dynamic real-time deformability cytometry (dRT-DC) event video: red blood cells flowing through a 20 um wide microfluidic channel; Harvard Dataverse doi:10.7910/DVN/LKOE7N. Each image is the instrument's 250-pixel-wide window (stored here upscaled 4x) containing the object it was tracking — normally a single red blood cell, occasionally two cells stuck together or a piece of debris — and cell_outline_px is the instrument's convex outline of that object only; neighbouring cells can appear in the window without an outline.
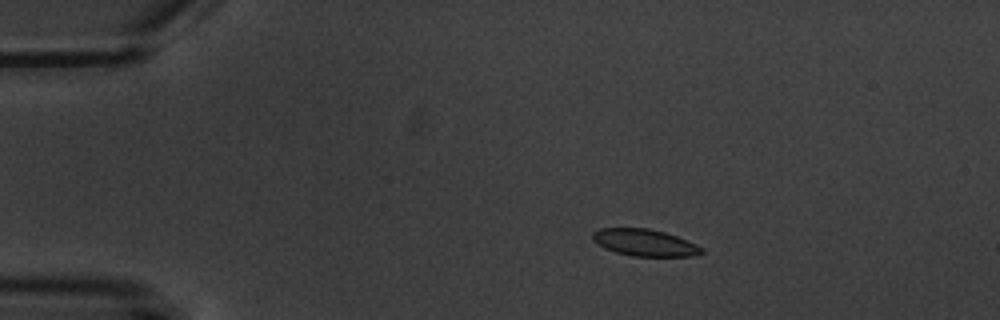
{"species": "common noctule bat (a hibernating species)", "species_latin": "Nyctalus noctula", "temperature_condition": "warm", "stored_images_in_passage": 5, "camera_frame_rate_fps": 3000, "um_per_image_px": 0.085, "animal": {"sex": "male", "body_mass_g": 20.1, "forearm_length_mm": 53.5}, "frame": {"image": 1, "passage_image": 3, "time_ms": 3.0, "image_size_px": [1000, 320], "cell_outline_px": [[704, 252], [692, 256], [632, 256], [616, 252], [604, 248], [592, 240], [592, 232], [600, 228], [648, 228], [664, 232], [676, 236], [696, 244], [704, 248]], "centroid_in_image_um": [54.78, 20.62], "position_along_channel_um": 30.2, "area_um2": 17.05}}